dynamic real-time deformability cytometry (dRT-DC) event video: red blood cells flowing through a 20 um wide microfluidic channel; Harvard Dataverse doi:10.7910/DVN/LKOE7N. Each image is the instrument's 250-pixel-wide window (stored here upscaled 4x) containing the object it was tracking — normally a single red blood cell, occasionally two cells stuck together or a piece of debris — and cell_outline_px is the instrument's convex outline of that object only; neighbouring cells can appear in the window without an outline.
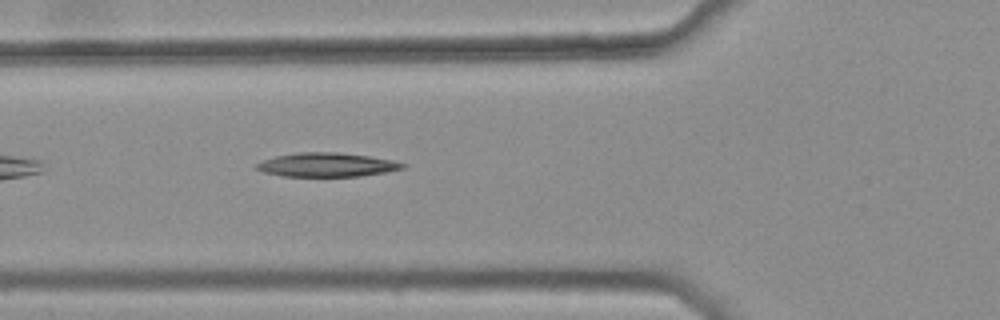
{"species": "common noctule bat (a hibernating species)", "species_latin": "Nyctalus noctula", "temperature_condition": "warm", "stored_images_in_passage": 19, "camera_frame_rate_fps": 3000, "um_per_image_px": 0.085, "animal": {"sex": "female", "body_mass_g": 25.1}, "frame": {"image": 1, "passage_image": 6, "time_ms": 1.667, "image_size_px": [1000, 320], "cell_outline_px": [[408, 164], [404, 168], [384, 172], [360, 176], [284, 176], [264, 172], [256, 168], [256, 164], [264, 160], [276, 156], [300, 152], [336, 152], [368, 156], [392, 160]], "centroid_in_image_um": [27.8, 14.0], "position_along_channel_um": 98.0, "area_um2": 20.11}}
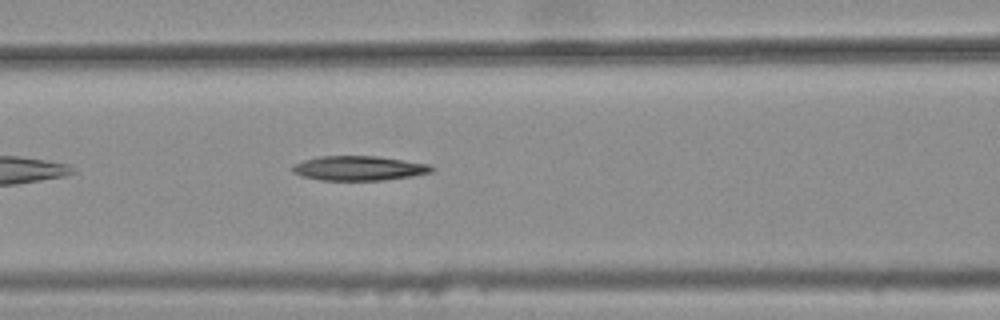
{"frame": {"image": 2, "passage_image": 9, "time_ms": 2.667, "image_size_px": [1000, 320], "cell_outline_px": [[436, 168], [432, 172], [412, 176], [384, 180], [320, 180], [300, 176], [292, 172], [292, 168], [296, 164], [304, 160], [320, 156], [376, 156], [432, 164]], "centroid_in_image_um": [30.55, 14.3], "position_along_channel_um": 136.0, "area_um2": 20.0}}
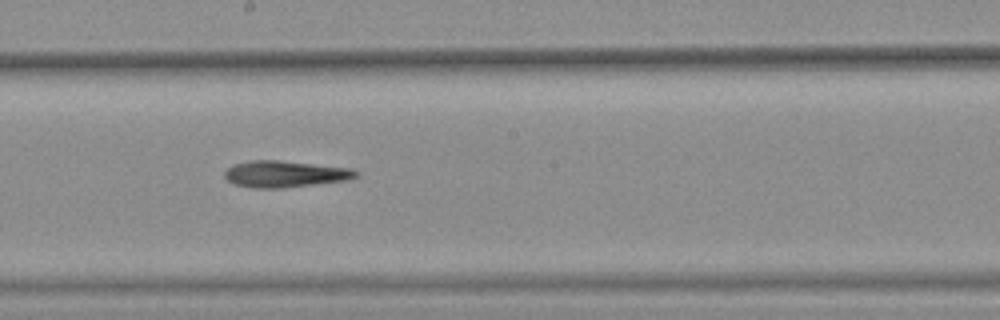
{"frame": {"image": 3, "passage_image": 16, "time_ms": 5.0, "image_size_px": [1000, 320], "cell_outline_px": [[360, 172], [356, 176], [348, 180], [280, 188], [256, 188], [236, 184], [228, 180], [224, 176], [224, 172], [228, 168], [236, 164], [252, 160], [280, 160], [352, 168]], "centroid_in_image_um": [24.26, 14.78], "position_along_channel_um": 223.9, "area_um2": 20.11}}